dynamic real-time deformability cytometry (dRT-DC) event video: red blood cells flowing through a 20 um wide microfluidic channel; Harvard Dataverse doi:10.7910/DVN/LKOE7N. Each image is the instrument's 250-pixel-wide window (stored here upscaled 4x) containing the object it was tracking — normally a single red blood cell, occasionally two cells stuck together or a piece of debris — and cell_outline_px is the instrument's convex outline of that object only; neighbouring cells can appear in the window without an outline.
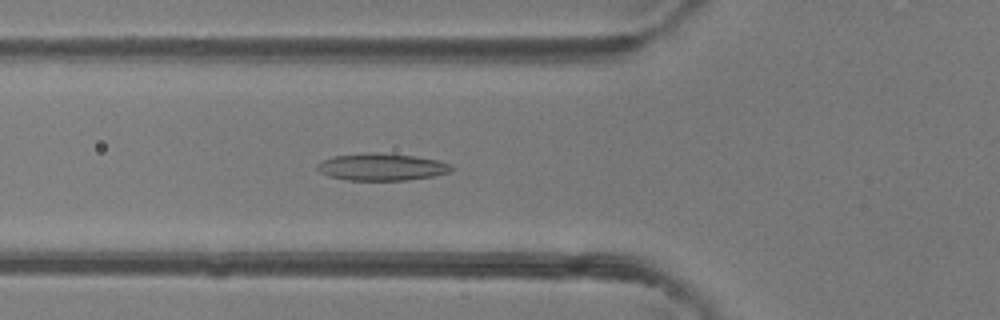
{"species": "common noctule bat (a hibernating species)", "species_latin": "Nyctalus noctula", "temperature_condition": "room temperature", "stored_images_in_passage": 46, "camera_frame_rate_fps": 3000, "um_per_image_px": 0.085, "animal": {"sex": "female"}, "frame": {"image": 1, "passage_image": 16, "time_ms": 5.0, "image_size_px": [1000, 320], "cell_outline_px": [[452, 168], [448, 172], [432, 176], [408, 180], [348, 180], [328, 176], [320, 172], [316, 168], [316, 164], [332, 156], [364, 152], [376, 152], [416, 156], [436, 160], [452, 164]], "centroid_in_image_um": [32.4, 14.18], "position_along_channel_um": 93.4, "area_um2": 21.27}}
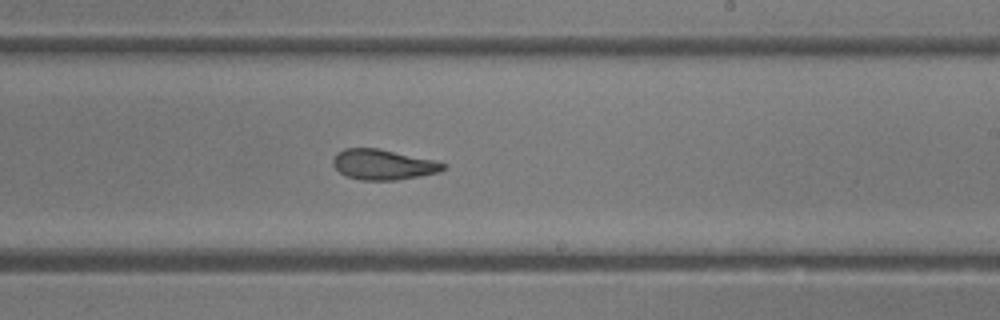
{"frame": {"image": 2, "passage_image": 27, "time_ms": 8.667, "image_size_px": [1000, 320], "cell_outline_px": [[448, 168], [440, 172], [396, 180], [360, 180], [348, 176], [340, 172], [332, 164], [332, 160], [336, 152], [344, 148], [376, 148], [432, 160], [448, 164]], "centroid_in_image_um": [32.56, 13.99], "position_along_channel_um": 256.4, "area_um2": 19.36}}
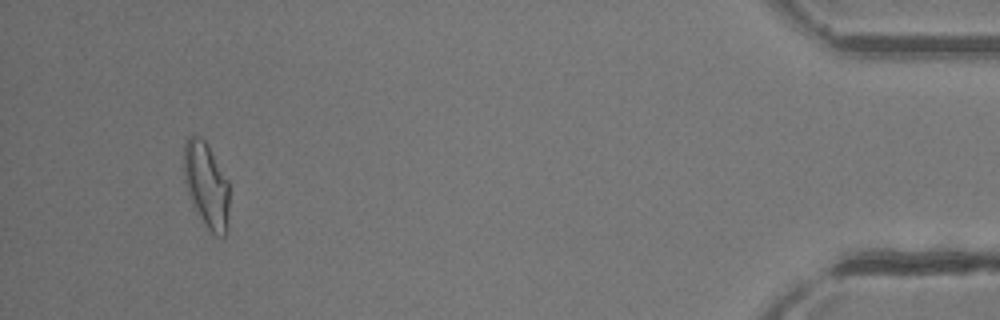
{"frame": {"image": 3, "passage_image": 43, "time_ms": 14.0, "image_size_px": [1000, 320], "cell_outline_px": [[228, 232], [224, 236], [216, 236], [208, 228], [192, 204], [188, 196], [184, 180], [184, 144], [188, 136], [200, 136], [204, 140], [228, 180]], "centroid_in_image_um": [17.54, 15.74], "position_along_channel_um": 417.7, "area_um2": 22.43}, "authors_computed_cell_mechanics": {"area_um2": 21.0103, "velocity_mm_per_s": 4.4447, "shape_relaxation_time_tau1_ms": 4.3598, "shape_relaxation_time_tau2_ms": 2.421, "deformation_change_tau1": 0.1807, "deformation_change_tau2": 0.1147}}